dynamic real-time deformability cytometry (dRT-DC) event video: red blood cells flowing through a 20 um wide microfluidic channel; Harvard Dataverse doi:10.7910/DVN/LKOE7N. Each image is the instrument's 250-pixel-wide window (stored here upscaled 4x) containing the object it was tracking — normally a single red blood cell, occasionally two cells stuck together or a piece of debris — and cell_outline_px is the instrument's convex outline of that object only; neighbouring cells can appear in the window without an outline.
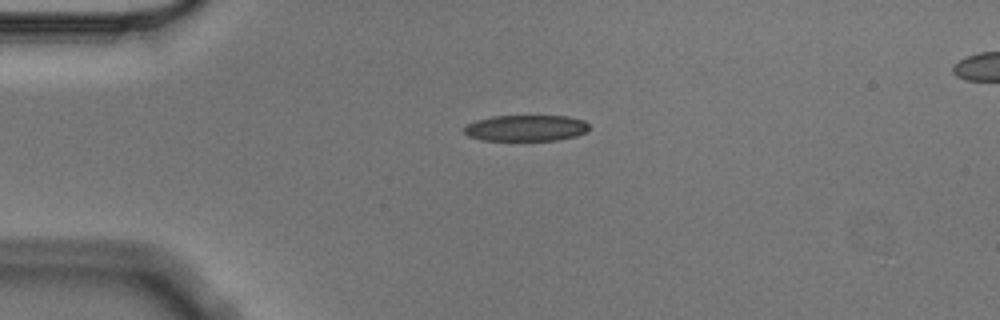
{"species": "Egyptian fruit bat (a non-hibernating species)", "species_latin": "Rousettus aegyptiacus", "temperature_condition": "cold", "stored_images_in_passage": 3, "camera_frame_rate_fps": 3000, "um_per_image_px": 0.085, "animal": {"sex": "male"}, "frame": {"image": 1, "passage_image": 1, "time_ms": 0.0, "image_size_px": [1000, 320], "cell_outline_px": [[588, 128], [584, 132], [576, 136], [556, 140], [484, 140], [468, 136], [464, 132], [464, 128], [468, 124], [476, 120], [492, 116], [568, 116], [584, 120], [588, 124]], "centroid_in_image_um": [44.7, 10.88], "position_along_channel_um": 40.3, "area_um2": 18.9}}